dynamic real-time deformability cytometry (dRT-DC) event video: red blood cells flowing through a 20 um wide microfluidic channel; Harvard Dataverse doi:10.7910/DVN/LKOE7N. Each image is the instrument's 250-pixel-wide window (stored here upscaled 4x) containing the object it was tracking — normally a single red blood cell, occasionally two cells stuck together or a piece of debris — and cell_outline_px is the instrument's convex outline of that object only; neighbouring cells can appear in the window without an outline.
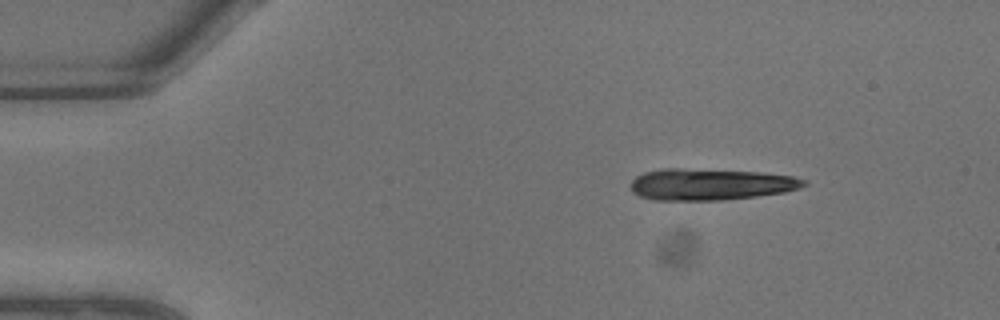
{"species": "common noctule bat (a hibernating species)", "species_latin": "Nyctalus noctula", "temperature_condition": "warm", "stored_images_in_passage": 6, "segment_of_instrument_passage": [1, 2], "camera_frame_rate_fps": 3000, "um_per_image_px": 0.085, "animal": {"sex": "male", "body_mass_g": 13.3}, "frame": {"image": 1, "passage_image": 1, "time_ms": 0.0, "image_size_px": [1000, 320], "cell_outline_px": [[808, 184], [800, 188], [784, 192], [756, 196], [724, 200], [652, 200], [640, 196], [632, 192], [628, 188], [632, 180], [636, 176], [644, 172], [660, 168], [680, 168], [760, 172], [792, 176], [804, 180]], "centroid_in_image_um": [60.33, 15.67], "position_along_channel_um": 24.7, "area_um2": 32.02}}